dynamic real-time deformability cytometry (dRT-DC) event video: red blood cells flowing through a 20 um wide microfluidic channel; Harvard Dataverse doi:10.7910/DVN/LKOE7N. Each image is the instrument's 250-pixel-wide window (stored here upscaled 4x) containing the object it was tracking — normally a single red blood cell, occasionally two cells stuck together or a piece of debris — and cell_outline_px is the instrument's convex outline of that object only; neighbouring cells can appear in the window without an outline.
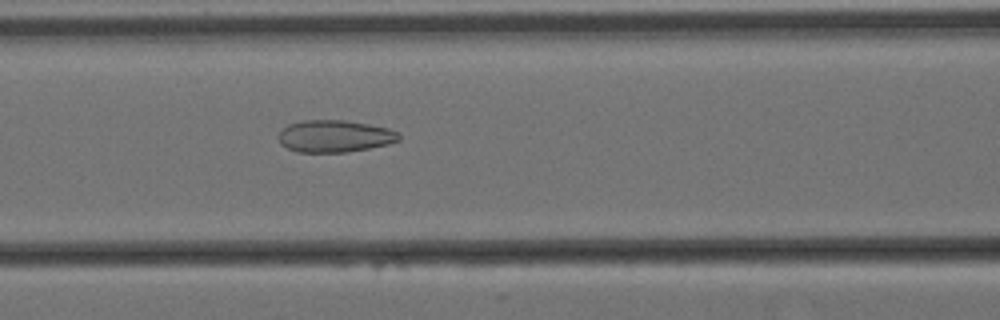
{"species": "Egyptian fruit bat (a non-hibernating species)", "species_latin": "Rousettus aegyptiacus", "temperature_condition": "cold", "stored_images_in_passage": 35, "camera_frame_rate_fps": 3000, "um_per_image_px": 0.085, "animal": {"sex": "female"}, "frame": {"image": 1, "passage_image": 11, "time_ms": 3.333, "image_size_px": [1000, 320], "cell_outline_px": [[400, 140], [388, 144], [348, 152], [296, 152], [280, 144], [276, 136], [288, 124], [300, 120], [344, 120], [368, 124], [388, 128], [400, 132]], "centroid_in_image_um": [28.43, 11.57], "position_along_channel_um": 138.2, "area_um2": 22.72}}
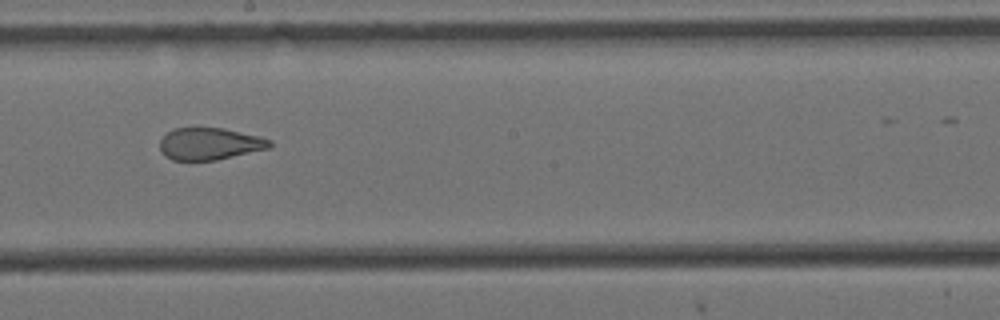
{"frame": {"image": 2, "passage_image": 19, "time_ms": 6.0, "image_size_px": [1000, 320], "cell_outline_px": [[272, 144], [268, 148], [216, 160], [172, 160], [164, 156], [160, 152], [160, 140], [168, 132], [176, 128], [224, 128], [260, 136], [272, 140]], "centroid_in_image_um": [17.81, 12.22], "position_along_channel_um": 230.4, "area_um2": 20.46}}
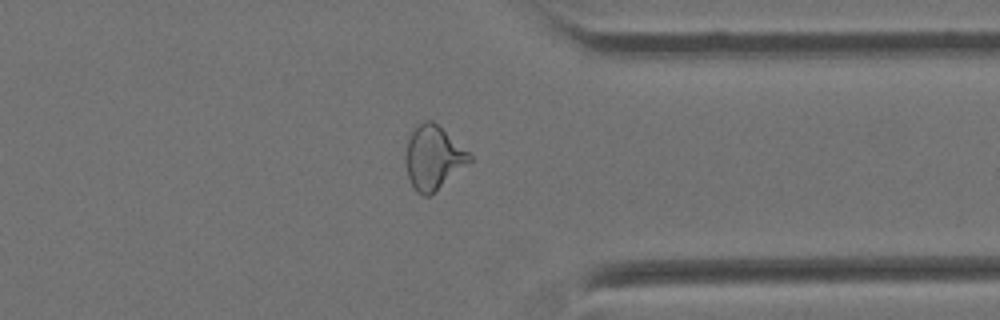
{"frame": {"image": 3, "passage_image": 32, "time_ms": 10.333, "image_size_px": [1000, 320], "cell_outline_px": [[472, 160], [428, 196], [424, 196], [416, 192], [408, 176], [408, 136], [424, 120], [432, 120], [468, 152], [472, 156]], "centroid_in_image_um": [36.84, 13.39], "position_along_channel_um": 374.6, "area_um2": 22.54}}